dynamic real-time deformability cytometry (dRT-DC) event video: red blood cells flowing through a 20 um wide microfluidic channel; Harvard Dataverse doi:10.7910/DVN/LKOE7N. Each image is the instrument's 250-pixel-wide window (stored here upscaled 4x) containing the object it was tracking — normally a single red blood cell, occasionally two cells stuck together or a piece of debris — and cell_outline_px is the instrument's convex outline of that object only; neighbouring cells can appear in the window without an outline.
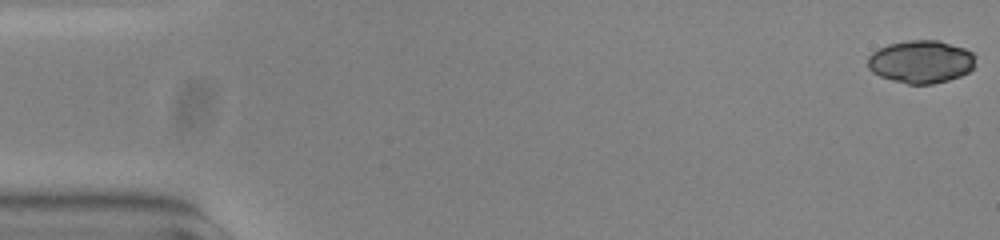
{"species": "common noctule bat (a hibernating species)", "species_latin": "Nyctalus noctula", "temperature_condition": "warm", "stored_images_in_passage": 54, "camera_frame_rate_fps": 3000, "um_per_image_px": 0.085, "animal": {"sex": "female", "body_mass_g": 23.0, "forearm_length_mm": 53.4}, "frame": {"image": 1, "passage_image": 1, "time_ms": 0.0, "image_size_px": [1000, 240], "cell_outline_px": [[976, 56], [972, 68], [968, 72], [960, 76], [948, 80], [932, 84], [908, 84], [892, 80], [880, 76], [872, 72], [868, 68], [868, 56], [872, 52], [888, 44], [908, 40], [936, 40], [964, 48], [972, 52]], "centroid_in_image_um": [78.27, 5.25], "position_along_channel_um": 6.7, "area_um2": 26.82}}
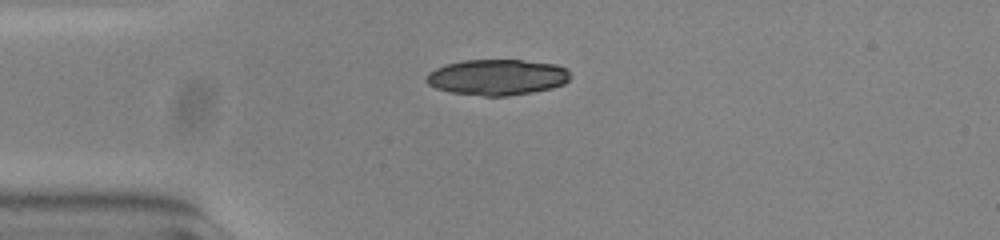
{"frame": {"image": 2, "passage_image": 14, "time_ms": 4.333, "image_size_px": [1000, 240], "cell_outline_px": [[572, 76], [564, 84], [552, 88], [532, 92], [508, 96], [484, 96], [452, 92], [436, 88], [428, 84], [424, 80], [428, 72], [436, 68], [448, 64], [464, 60], [520, 60], [556, 64], [568, 68]], "centroid_in_image_um": [42.29, 6.56], "position_along_channel_um": 42.7, "area_um2": 30.17}}
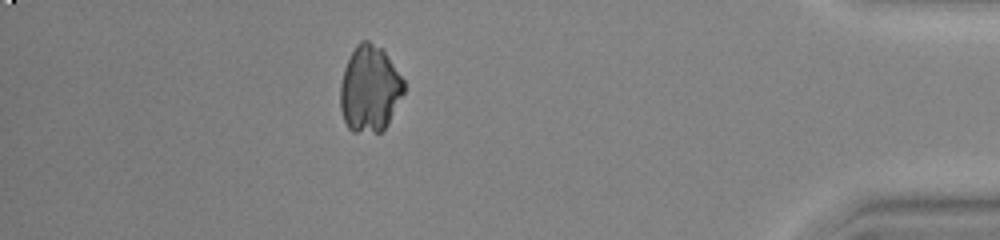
{"frame": {"image": 3, "passage_image": 48, "time_ms": 15.667, "image_size_px": [1000, 240], "cell_outline_px": [[404, 92], [388, 124], [380, 132], [352, 132], [348, 128], [344, 120], [340, 108], [340, 84], [344, 68], [356, 44], [360, 40], [368, 40], [380, 48], [384, 52], [404, 80]], "centroid_in_image_um": [31.41, 7.57], "position_along_channel_um": 403.8, "area_um2": 31.85}}